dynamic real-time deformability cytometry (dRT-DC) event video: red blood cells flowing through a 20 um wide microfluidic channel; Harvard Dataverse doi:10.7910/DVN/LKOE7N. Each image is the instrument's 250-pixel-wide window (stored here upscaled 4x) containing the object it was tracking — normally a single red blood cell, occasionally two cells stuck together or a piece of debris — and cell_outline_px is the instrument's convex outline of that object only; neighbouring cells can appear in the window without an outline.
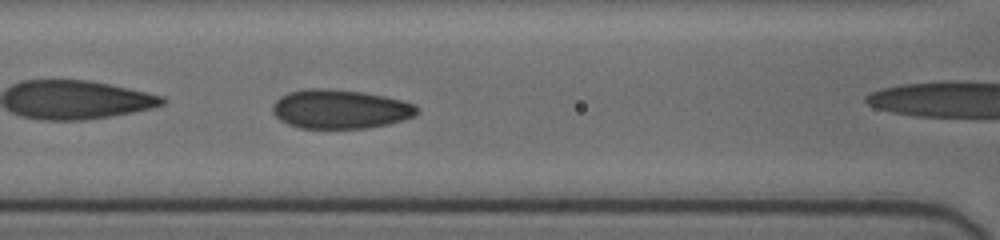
{"species": "human", "species_latin": "Homo sapiens", "temperature_condition": "cold", "stored_images_in_passage": 27, "camera_frame_rate_fps": 3000, "um_per_image_px": 0.085, "donor": {"sex": "female"}, "frame": {"image": 1, "passage_image": 5, "time_ms": 1.333, "image_size_px": [1000, 240], "cell_outline_px": [[420, 112], [416, 116], [388, 124], [368, 128], [300, 128], [288, 124], [280, 120], [272, 112], [272, 104], [280, 96], [288, 92], [304, 88], [332, 88], [364, 92], [384, 96], [416, 104], [420, 108]], "centroid_in_image_um": [28.92, 9.26], "position_along_channel_um": 137.7, "area_um2": 33.35}}